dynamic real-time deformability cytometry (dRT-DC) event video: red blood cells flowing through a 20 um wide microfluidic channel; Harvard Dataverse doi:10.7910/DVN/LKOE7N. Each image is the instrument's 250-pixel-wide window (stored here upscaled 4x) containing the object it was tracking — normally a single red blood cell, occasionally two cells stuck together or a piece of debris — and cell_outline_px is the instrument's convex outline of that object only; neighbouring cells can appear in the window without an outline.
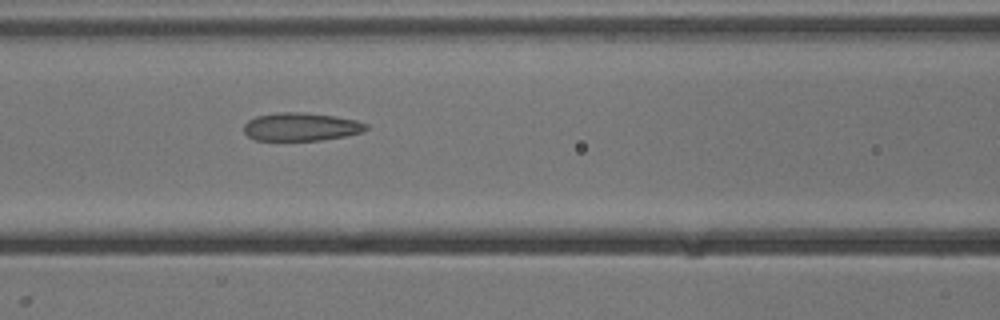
{"species": "common noctule bat (a hibernating species)", "species_latin": "Nyctalus noctula", "temperature_condition": "cold", "stored_images_in_passage": 9, "camera_frame_rate_fps": 3000, "um_per_image_px": 0.085, "animal": {"sex": "male", "body_mass_g": 13.3}, "frame": {"image": 1, "passage_image": 6, "time_ms": 1.667, "image_size_px": [1000, 320], "cell_outline_px": [[368, 128], [360, 132], [344, 136], [320, 140], [256, 140], [248, 136], [244, 132], [244, 124], [248, 120], [256, 116], [276, 112], [304, 112], [336, 116], [356, 120], [368, 124]], "centroid_in_image_um": [25.57, 10.76], "position_along_channel_um": 141.0, "area_um2": 20.06}}